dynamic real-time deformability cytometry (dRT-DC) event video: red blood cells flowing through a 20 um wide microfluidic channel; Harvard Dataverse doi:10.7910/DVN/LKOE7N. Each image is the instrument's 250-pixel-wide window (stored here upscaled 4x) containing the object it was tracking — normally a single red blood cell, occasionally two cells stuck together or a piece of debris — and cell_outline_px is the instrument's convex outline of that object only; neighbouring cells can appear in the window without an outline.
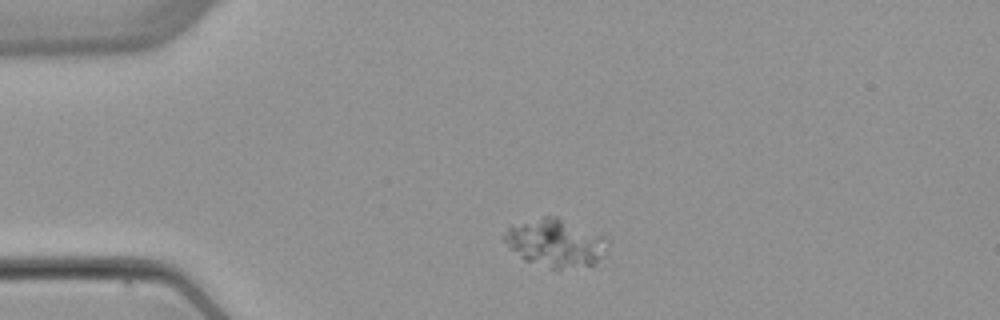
{"species": "common noctule bat (a hibernating species)", "species_latin": "Nyctalus noctula", "temperature_condition": "warm", "stored_images_in_passage": 2, "camera_frame_rate_fps": 3000, "um_per_image_px": 0.085, "animal": {"sex": "female", "body_mass_g": 22.7, "forearm_length_mm": 54.2}, "frame": {"image": 1, "passage_image": 1, "time_ms": 0.0, "image_size_px": [1000, 320], "cell_outline_px": [[608, 260], [592, 264], [556, 272], [524, 260], [508, 248], [500, 236], [512, 224], [544, 216], [556, 216], [604, 236], [608, 256]], "centroid_in_image_um": [47.2, 20.7], "position_along_channel_um": 37.8, "area_um2": 29.82}}